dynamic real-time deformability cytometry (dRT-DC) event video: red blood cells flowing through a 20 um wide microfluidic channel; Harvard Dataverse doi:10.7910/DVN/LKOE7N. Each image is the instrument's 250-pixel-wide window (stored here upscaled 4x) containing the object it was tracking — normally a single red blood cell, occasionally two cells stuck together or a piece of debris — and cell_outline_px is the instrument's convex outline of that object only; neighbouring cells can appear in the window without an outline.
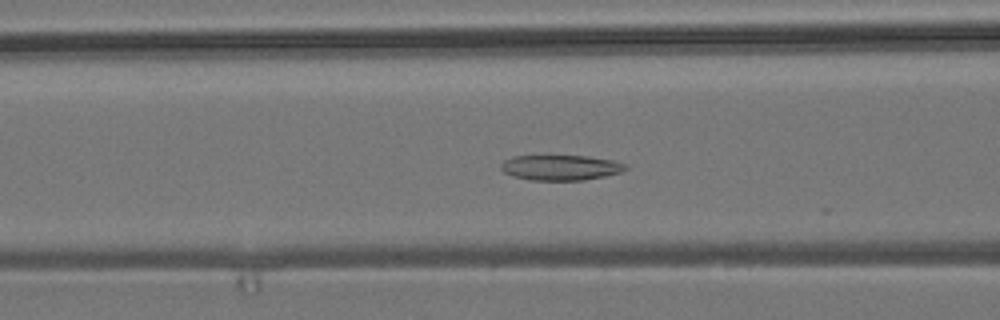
{"species": "common noctule bat (a hibernating species)", "species_latin": "Nyctalus noctula", "temperature_condition": "room temperature", "stored_images_in_passage": 31, "camera_frame_rate_fps": 3000, "um_per_image_px": 0.085, "animal": {"sex": "male", "body_mass_g": 19.2, "forearm_length_mm": 51.8}, "frame": {"image": 1, "passage_image": 22, "time_ms": 7.0, "image_size_px": [1000, 320], "cell_outline_px": [[628, 168], [620, 172], [604, 176], [584, 180], [528, 180], [512, 176], [504, 172], [500, 168], [500, 164], [504, 160], [512, 156], [588, 156], [612, 160], [628, 164]], "centroid_in_image_um": [47.64, 14.24], "position_along_channel_um": 119.0, "area_um2": 18.44}}
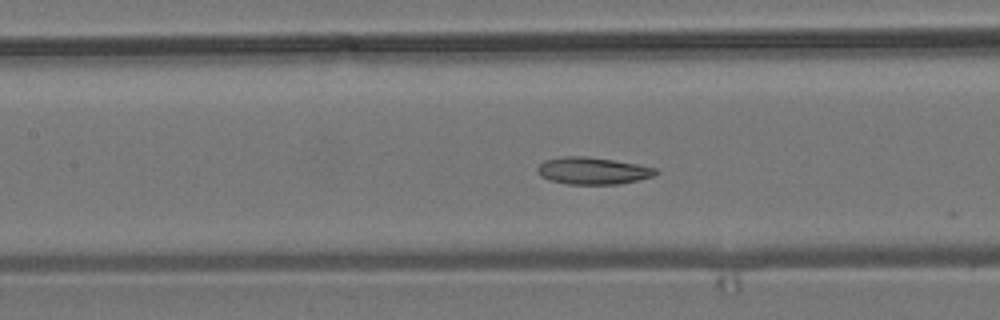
{"frame": {"image": 2, "passage_image": 25, "time_ms": 8.0, "image_size_px": [1000, 320], "cell_outline_px": [[660, 172], [652, 176], [620, 184], [568, 184], [552, 180], [540, 176], [536, 168], [544, 160], [564, 156], [584, 156], [612, 160], [636, 164], [656, 168]], "centroid_in_image_um": [50.37, 14.51], "position_along_channel_um": 157.0, "area_um2": 18.44}}
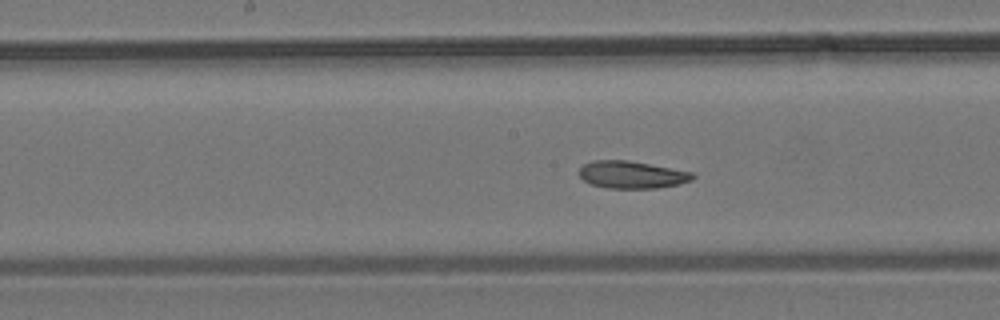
{"frame": {"image": 3, "passage_image": 28, "time_ms": 9.0, "image_size_px": [1000, 320], "cell_outline_px": [[696, 176], [692, 180], [676, 184], [656, 188], [608, 188], [592, 184], [584, 180], [580, 176], [580, 168], [584, 164], [592, 160], [628, 160], [692, 172]], "centroid_in_image_um": [53.7, 14.84], "position_along_channel_um": 194.5, "area_um2": 17.86}}